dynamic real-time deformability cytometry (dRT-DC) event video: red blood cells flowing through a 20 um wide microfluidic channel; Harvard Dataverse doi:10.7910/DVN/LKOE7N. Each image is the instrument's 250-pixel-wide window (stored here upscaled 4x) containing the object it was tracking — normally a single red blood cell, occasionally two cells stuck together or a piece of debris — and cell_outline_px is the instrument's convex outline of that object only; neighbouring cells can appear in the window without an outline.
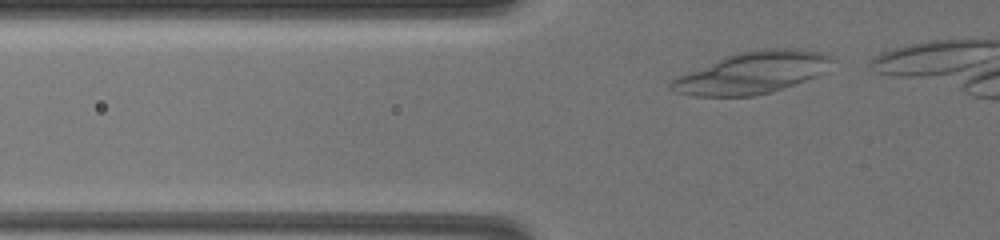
{"species": "common noctule bat (a hibernating species)", "species_latin": "Nyctalus noctula", "temperature_condition": "warm", "stored_images_in_passage": 10, "camera_frame_rate_fps": 3000, "um_per_image_px": 0.085, "animal": {"sex": "female", "body_mass_g": 19.5, "forearm_length_mm": 54.1}, "frame": {"image": 1, "passage_image": 2, "time_ms": 0.333, "image_size_px": [1000, 240], "cell_outline_px": [[832, 60], [824, 72], [816, 76], [768, 92], [752, 96], [692, 96], [676, 92], [668, 88], [668, 84], [676, 76], [724, 56], [756, 48], [796, 48], [820, 52], [832, 56]], "centroid_in_image_um": [63.87, 6.16], "position_along_channel_um": 61.9, "area_um2": 39.02}}
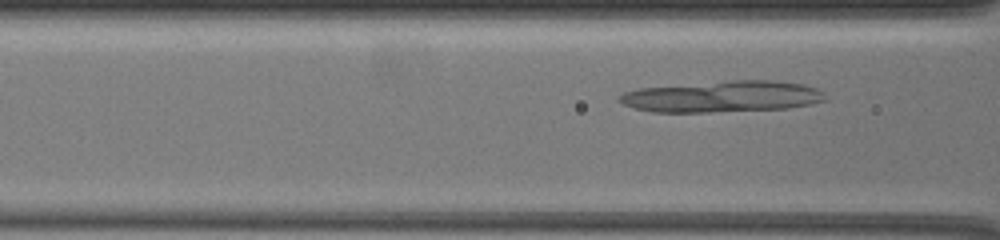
{"frame": {"image": 2, "passage_image": 7, "time_ms": 2.0, "image_size_px": [1000, 240], "cell_outline_px": [[824, 100], [812, 104], [788, 108], [708, 112], [652, 112], [636, 108], [624, 104], [620, 100], [620, 96], [624, 92], [640, 88], [728, 80], [772, 80], [804, 84], [816, 88], [824, 92]], "centroid_in_image_um": [61.43, 8.2], "position_along_channel_um": 105.2, "area_um2": 37.4}}